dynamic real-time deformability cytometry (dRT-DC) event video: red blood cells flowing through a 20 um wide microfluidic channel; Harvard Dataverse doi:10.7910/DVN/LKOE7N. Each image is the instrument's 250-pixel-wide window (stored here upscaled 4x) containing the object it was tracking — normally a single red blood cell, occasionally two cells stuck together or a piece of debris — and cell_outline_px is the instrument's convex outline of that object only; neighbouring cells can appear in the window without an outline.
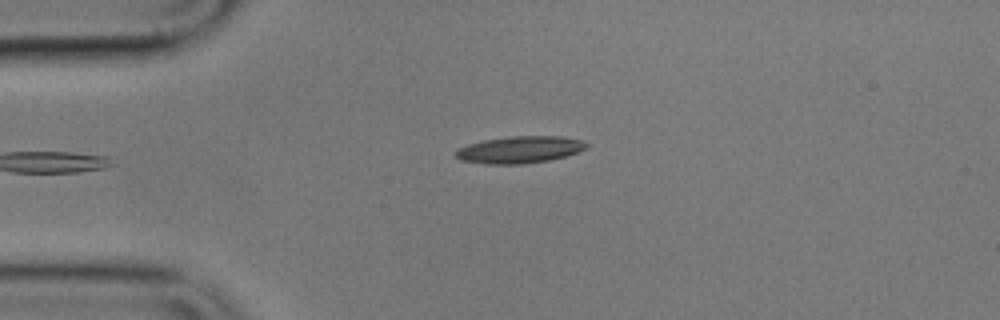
{"species": "common noctule bat (a hibernating species)", "species_latin": "Nyctalus noctula", "temperature_condition": "cold", "stored_images_in_passage": 4, "camera_frame_rate_fps": 3000, "um_per_image_px": 0.085, "animal": {"sex": "male", "body_mass_g": 17.9}, "frame": {"image": 1, "passage_image": 4, "time_ms": 3.333, "image_size_px": [1000, 320], "cell_outline_px": [[588, 144], [584, 148], [576, 152], [564, 156], [548, 160], [520, 164], [488, 164], [460, 160], [452, 152], [468, 144], [484, 140], [508, 136], [560, 136], [584, 140]], "centroid_in_image_um": [44.14, 12.71], "position_along_channel_um": 40.9, "area_um2": 20.4}}